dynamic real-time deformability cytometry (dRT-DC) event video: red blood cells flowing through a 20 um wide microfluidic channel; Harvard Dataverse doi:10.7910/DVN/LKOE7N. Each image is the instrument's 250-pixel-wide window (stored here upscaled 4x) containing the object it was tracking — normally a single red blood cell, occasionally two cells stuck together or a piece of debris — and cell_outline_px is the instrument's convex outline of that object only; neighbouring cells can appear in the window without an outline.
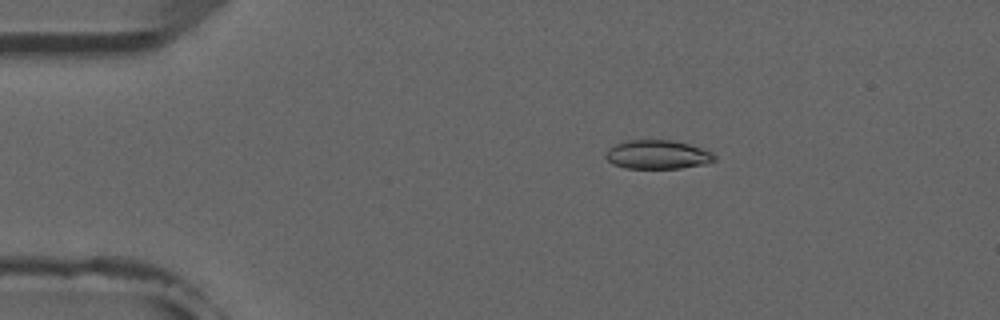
{"species": "common noctule bat (a hibernating species)", "species_latin": "Nyctalus noctula", "temperature_condition": "room temperature", "stored_images_in_passage": 7, "camera_frame_rate_fps": 3000, "um_per_image_px": 0.085, "animal": {"sex": "male", "forearm_length_mm": 52.5}, "frame": {"image": 1, "passage_image": 3, "time_ms": 2.333, "image_size_px": [1000, 320], "cell_outline_px": [[716, 160], [704, 164], [680, 168], [624, 168], [612, 164], [604, 156], [604, 152], [608, 148], [616, 144], [628, 140], [672, 140], [688, 144], [712, 152], [716, 156]], "centroid_in_image_um": [55.85, 13.14], "position_along_channel_um": 29.1, "area_um2": 18.32}}
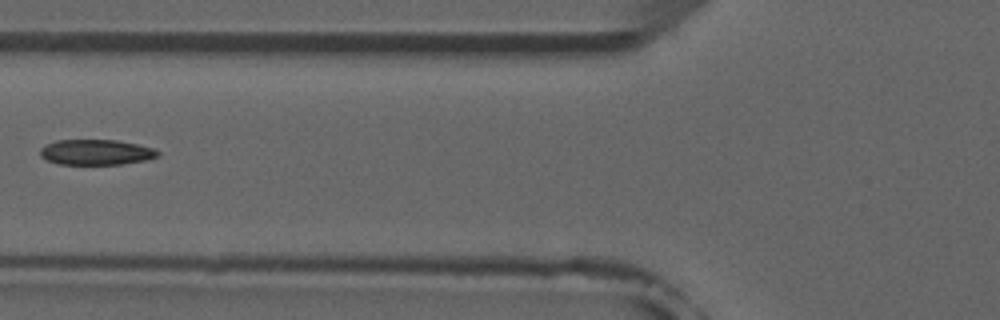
{"frame": {"image": 2, "passage_image": 6, "time_ms": 6.0, "image_size_px": [1000, 320], "cell_outline_px": [[160, 156], [144, 160], [120, 164], [60, 164], [48, 160], [40, 156], [40, 148], [44, 144], [56, 140], [116, 140], [136, 144], [152, 148], [160, 152]], "centroid_in_image_um": [8.14, 12.93], "position_along_channel_um": 117.7, "area_um2": 17.34}}
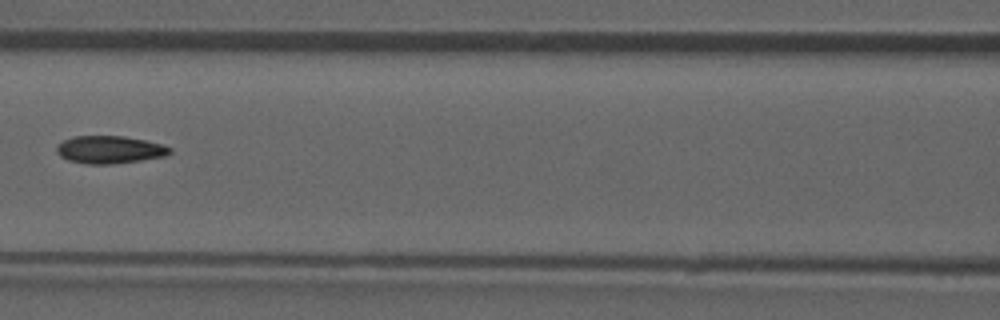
{"frame": {"image": 3, "passage_image": 7, "time_ms": 7.0, "image_size_px": [1000, 320], "cell_outline_px": [[172, 152], [164, 156], [140, 160], [112, 164], [88, 164], [68, 160], [60, 156], [56, 152], [56, 148], [64, 140], [72, 136], [124, 136], [164, 144], [172, 148]], "centroid_in_image_um": [9.33, 12.72], "position_along_channel_um": 157.3, "area_um2": 18.21}}